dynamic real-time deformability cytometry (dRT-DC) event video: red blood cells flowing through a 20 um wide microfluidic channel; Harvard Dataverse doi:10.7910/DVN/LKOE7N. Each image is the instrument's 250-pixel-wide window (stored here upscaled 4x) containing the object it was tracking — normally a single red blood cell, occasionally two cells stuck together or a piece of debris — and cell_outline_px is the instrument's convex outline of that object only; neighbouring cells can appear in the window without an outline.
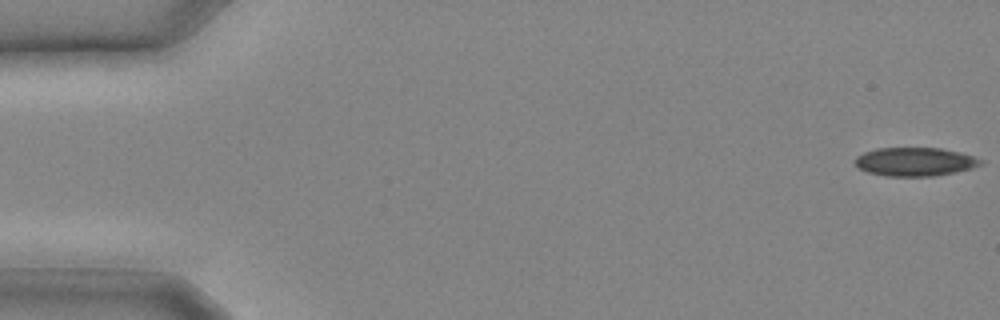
{"species": "common noctule bat (a hibernating species)", "species_latin": "Nyctalus noctula", "temperature_condition": "cold", "stored_images_in_passage": 17, "camera_frame_rate_fps": 3000, "um_per_image_px": 0.085, "animal": {"sex": "male", "body_mass_g": 20.4}, "frame": {"image": 1, "passage_image": 1, "time_ms": 0.0, "image_size_px": [1000, 320], "cell_outline_px": [[984, 164], [972, 168], [932, 176], [888, 176], [868, 172], [860, 168], [852, 160], [856, 156], [864, 152], [876, 148], [940, 148], [960, 152], [984, 160]], "centroid_in_image_um": [77.76, 13.74], "position_along_channel_um": 7.2, "area_um2": 20.87}}
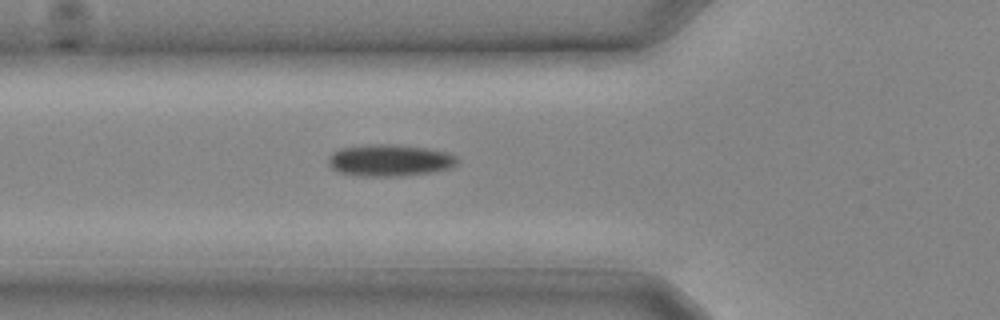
{"frame": {"image": 2, "passage_image": 10, "time_ms": 3.0, "image_size_px": [1000, 320], "cell_outline_px": [[460, 160], [452, 168], [432, 172], [396, 176], [360, 176], [340, 172], [332, 168], [328, 164], [328, 156], [332, 152], [340, 148], [368, 144], [392, 144], [428, 148], [448, 152], [456, 156]], "centroid_in_image_um": [33.14, 13.62], "position_along_channel_um": 92.7, "area_um2": 24.1}}
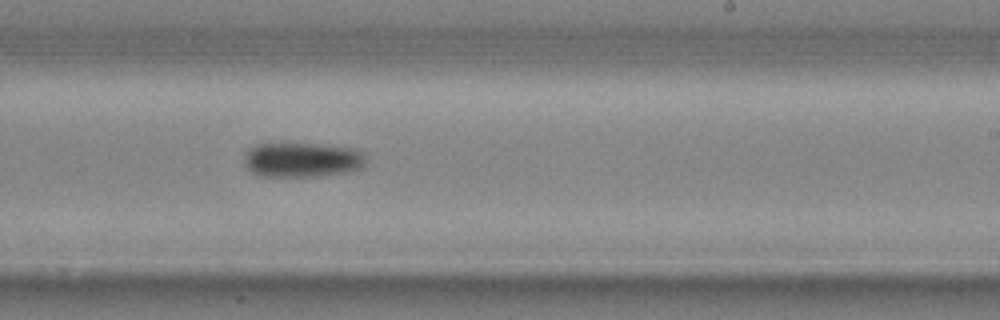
{"frame": {"image": 3, "passage_image": 17, "time_ms": 5.333, "image_size_px": [1000, 320], "cell_outline_px": [[368, 160], [364, 168], [352, 172], [320, 176], [260, 176], [252, 172], [244, 164], [244, 156], [256, 144], [332, 144], [356, 148], [364, 152]], "centroid_in_image_um": [25.82, 13.58], "position_along_channel_um": 263.2, "area_um2": 25.2}}